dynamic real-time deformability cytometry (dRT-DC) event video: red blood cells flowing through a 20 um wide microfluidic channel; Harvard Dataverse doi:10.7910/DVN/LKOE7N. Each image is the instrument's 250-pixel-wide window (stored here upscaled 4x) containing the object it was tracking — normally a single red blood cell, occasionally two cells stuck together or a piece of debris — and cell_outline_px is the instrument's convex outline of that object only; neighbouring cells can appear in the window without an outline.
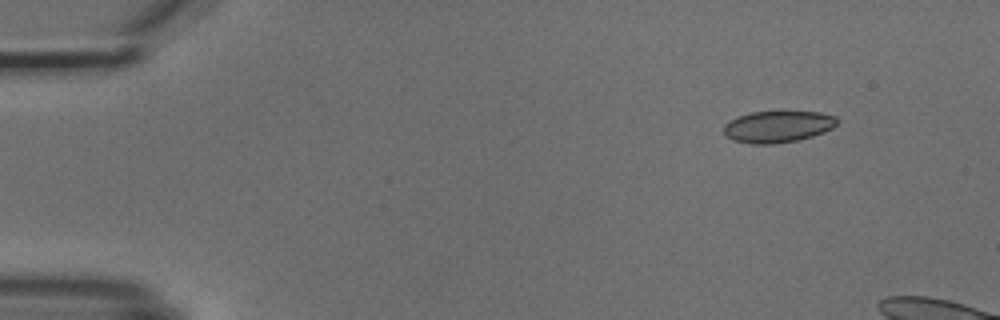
{"species": "common noctule bat (a hibernating species)", "species_latin": "Nyctalus noctula", "temperature_condition": "cold", "stored_images_in_passage": 4, "camera_frame_rate_fps": 3000, "um_per_image_px": 0.085, "animal": {"sex": "male", "body_mass_g": 18.8}, "frame": {"image": 1, "passage_image": 1, "time_ms": 0.0, "image_size_px": [1000, 320], "cell_outline_px": [[836, 124], [832, 128], [824, 132], [812, 136], [796, 140], [772, 144], [752, 144], [732, 140], [724, 136], [724, 124], [740, 116], [752, 112], [780, 108], [820, 112], [836, 116]], "centroid_in_image_um": [66.12, 10.71], "position_along_channel_um": 18.9, "area_um2": 21.68}}